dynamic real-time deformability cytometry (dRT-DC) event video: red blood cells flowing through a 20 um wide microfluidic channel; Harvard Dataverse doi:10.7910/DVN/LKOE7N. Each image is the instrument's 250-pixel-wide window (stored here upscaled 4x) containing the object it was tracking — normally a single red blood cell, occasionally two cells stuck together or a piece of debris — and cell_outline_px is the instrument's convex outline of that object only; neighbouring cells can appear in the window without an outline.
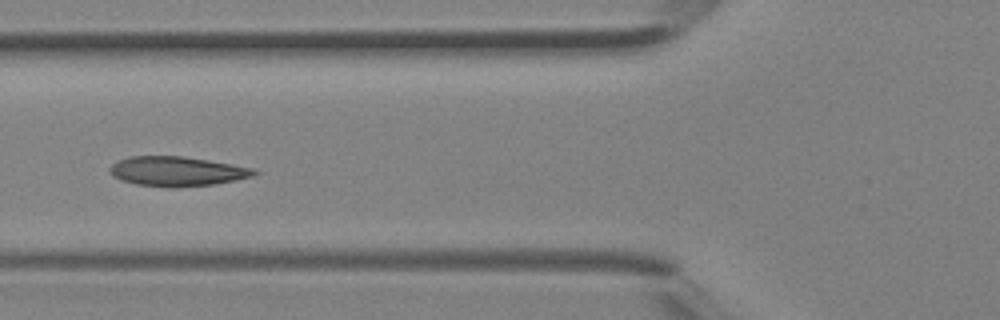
{"species": "Egyptian fruit bat (a non-hibernating species)", "species_latin": "Rousettus aegyptiacus", "temperature_condition": "room temperature", "stored_images_in_passage": 3, "camera_frame_rate_fps": 3000, "um_per_image_px": 0.085, "animal": {"sex": "female"}, "frame": {"image": 1, "passage_image": 3, "time_ms": 0.667, "image_size_px": [1000, 320], "cell_outline_px": [[260, 172], [252, 176], [236, 180], [212, 184], [176, 188], [172, 188], [136, 184], [120, 180], [112, 176], [108, 172], [108, 168], [112, 164], [128, 156], [184, 156], [232, 164], [252, 168]], "centroid_in_image_um": [15.0, 14.56], "position_along_channel_um": 110.8, "area_um2": 25.03}}